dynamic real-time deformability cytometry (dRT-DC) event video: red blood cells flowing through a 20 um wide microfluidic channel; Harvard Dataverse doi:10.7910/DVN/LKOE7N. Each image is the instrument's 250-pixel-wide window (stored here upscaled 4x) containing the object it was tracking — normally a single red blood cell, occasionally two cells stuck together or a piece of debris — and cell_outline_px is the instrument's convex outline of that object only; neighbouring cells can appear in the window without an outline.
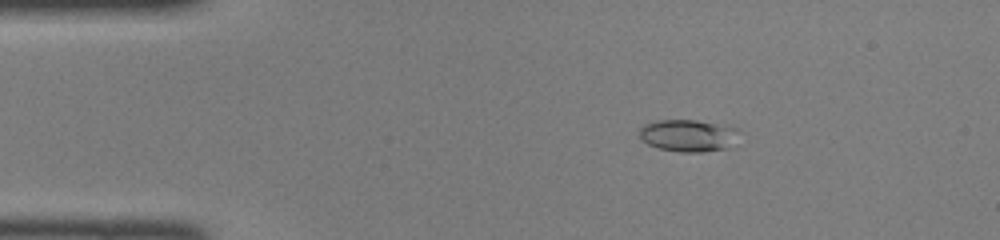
{"species": "common noctule bat (a hibernating species)", "species_latin": "Nyctalus noctula", "temperature_condition": "room temperature", "stored_images_in_passage": 39, "camera_frame_rate_fps": 3000, "um_per_image_px": 0.085, "animal": {"sex": "female", "body_mass_g": 22.0, "forearm_length_mm": 56.7}, "frame": {"image": 1, "passage_image": 1, "time_ms": 0.0, "image_size_px": [1000, 240], "cell_outline_px": [[740, 132], [728, 148], [704, 152], [680, 152], [660, 148], [648, 144], [640, 136], [640, 128], [644, 124], [656, 120], [696, 120], [736, 128]], "centroid_in_image_um": [58.49, 11.52], "position_along_channel_um": 26.5, "area_um2": 18.44}}
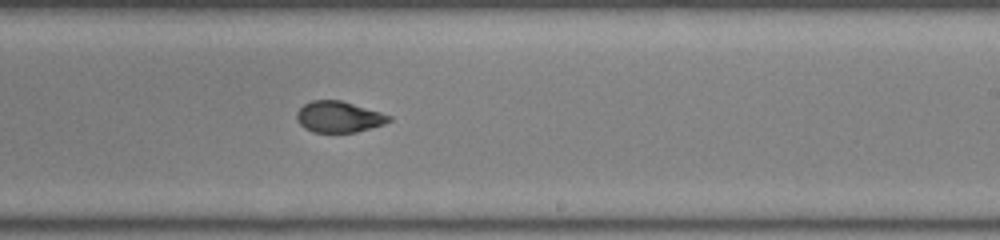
{"frame": {"image": 2, "passage_image": 21, "time_ms": 6.667, "image_size_px": [1000, 240], "cell_outline_px": [[392, 120], [384, 124], [356, 132], [312, 132], [304, 128], [296, 120], [296, 112], [304, 104], [312, 100], [340, 100], [380, 112], [392, 116]], "centroid_in_image_um": [28.78, 9.93], "position_along_channel_um": 260.2, "area_um2": 16.7}}
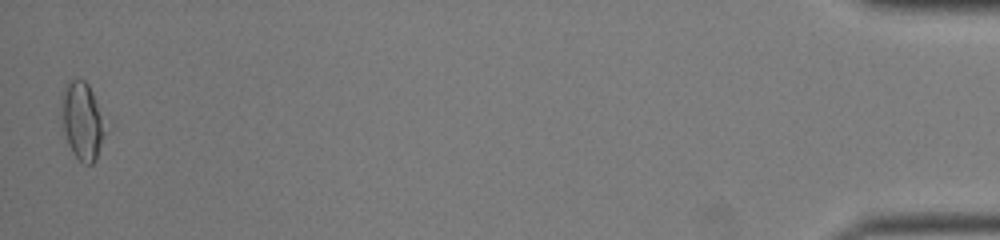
{"frame": {"image": 3, "passage_image": 39, "time_ms": 12.667, "image_size_px": [1000, 240], "cell_outline_px": [[112, 124], [96, 160], [92, 164], [84, 164], [72, 152], [68, 144], [64, 132], [60, 100], [64, 84], [72, 80], [84, 80], [88, 84], [112, 120]], "centroid_in_image_um": [7.13, 10.26], "position_along_channel_um": 428.1, "area_um2": 21.5}}